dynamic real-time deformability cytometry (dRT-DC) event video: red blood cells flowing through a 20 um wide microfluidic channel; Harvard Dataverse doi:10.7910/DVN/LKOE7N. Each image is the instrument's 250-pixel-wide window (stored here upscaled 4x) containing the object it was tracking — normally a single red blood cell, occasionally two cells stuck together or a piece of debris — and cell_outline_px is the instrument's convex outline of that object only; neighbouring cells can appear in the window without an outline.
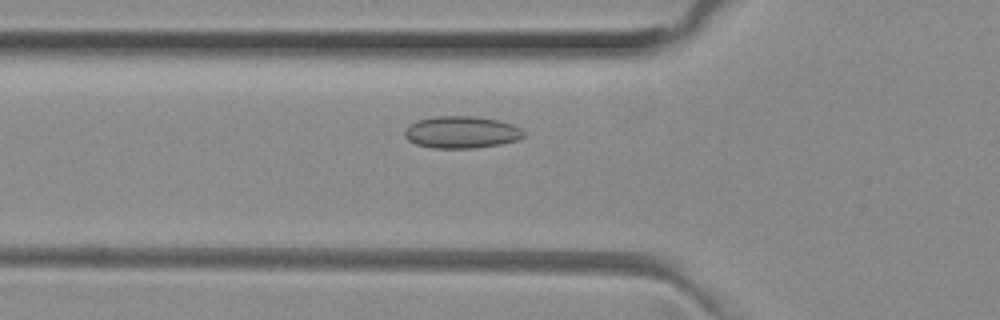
{"species": "common noctule bat (a hibernating species)", "species_latin": "Nyctalus noctula", "temperature_condition": "room temperature", "stored_images_in_passage": 49, "camera_frame_rate_fps": 3000, "um_per_image_px": 0.085, "animal": {"sex": "female", "body_mass_g": 29.2, "forearm_length_mm": 56.3}, "frame": {"image": 1, "passage_image": 15, "time_ms": 4.667, "image_size_px": [1000, 320], "cell_outline_px": [[524, 136], [516, 140], [500, 144], [472, 148], [432, 148], [416, 144], [408, 140], [404, 136], [404, 128], [408, 124], [416, 120], [436, 116], [472, 116], [500, 120], [512, 124], [520, 128], [524, 132]], "centroid_in_image_um": [39.18, 11.23], "position_along_channel_um": 86.6, "area_um2": 22.37}}
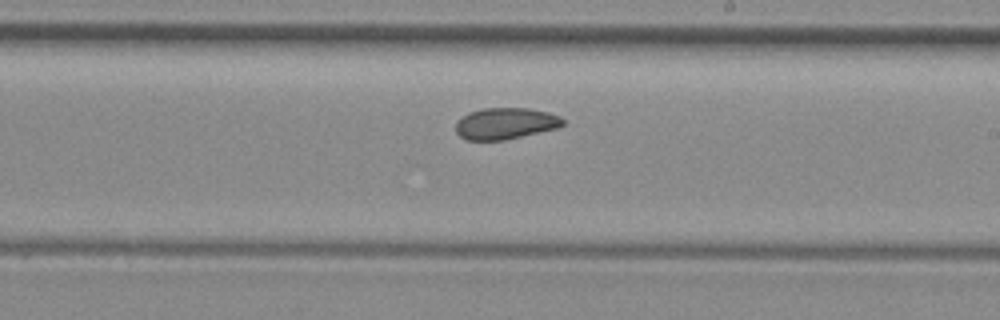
{"frame": {"image": 2, "passage_image": 27, "time_ms": 8.667, "image_size_px": [1000, 320], "cell_outline_px": [[564, 124], [556, 128], [504, 140], [468, 140], [460, 136], [456, 132], [456, 124], [468, 112], [484, 108], [528, 108], [548, 112], [560, 116], [564, 120]], "centroid_in_image_um": [42.97, 10.49], "position_along_channel_um": 246.0, "area_um2": 19.42}}
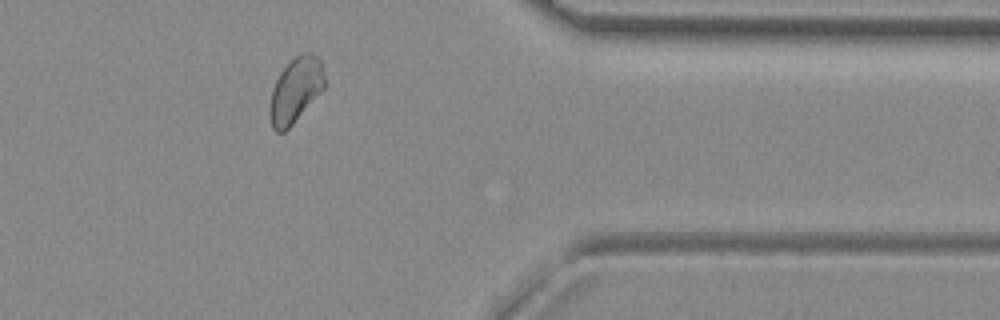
{"frame": {"image": 3, "passage_image": 39, "time_ms": 12.667, "image_size_px": [1000, 320], "cell_outline_px": [[324, 88], [292, 124], [284, 132], [276, 132], [272, 128], [268, 112], [268, 108], [272, 88], [280, 72], [300, 52], [308, 52], [316, 56], [320, 60], [324, 76]], "centroid_in_image_um": [25.08, 7.68], "position_along_channel_um": 386.3, "area_um2": 20.58}, "authors_computed_cell_mechanics": {"area_um2": 21.1548, "velocity_mm_per_s": 3.9852, "shape_relaxation_time_tau1_ms": null, "shape_relaxation_time_tau2_ms": 2.796, "deformation_change_tau1": null, "deformation_change_tau2": 0.0637}}